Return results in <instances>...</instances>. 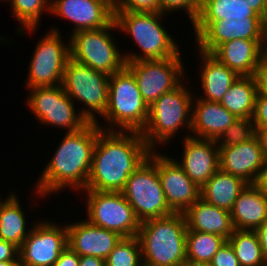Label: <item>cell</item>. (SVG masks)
I'll return each instance as SVG.
<instances>
[{
    "instance_id": "obj_15",
    "label": "cell",
    "mask_w": 267,
    "mask_h": 266,
    "mask_svg": "<svg viewBox=\"0 0 267 266\" xmlns=\"http://www.w3.org/2000/svg\"><path fill=\"white\" fill-rule=\"evenodd\" d=\"M195 49L212 53L222 43L235 40H263V18H225L217 21H195L192 25Z\"/></svg>"
},
{
    "instance_id": "obj_48",
    "label": "cell",
    "mask_w": 267,
    "mask_h": 266,
    "mask_svg": "<svg viewBox=\"0 0 267 266\" xmlns=\"http://www.w3.org/2000/svg\"><path fill=\"white\" fill-rule=\"evenodd\" d=\"M181 266H211L210 263L186 259Z\"/></svg>"
},
{
    "instance_id": "obj_44",
    "label": "cell",
    "mask_w": 267,
    "mask_h": 266,
    "mask_svg": "<svg viewBox=\"0 0 267 266\" xmlns=\"http://www.w3.org/2000/svg\"><path fill=\"white\" fill-rule=\"evenodd\" d=\"M79 266H105V260L94 256H80Z\"/></svg>"
},
{
    "instance_id": "obj_13",
    "label": "cell",
    "mask_w": 267,
    "mask_h": 266,
    "mask_svg": "<svg viewBox=\"0 0 267 266\" xmlns=\"http://www.w3.org/2000/svg\"><path fill=\"white\" fill-rule=\"evenodd\" d=\"M181 51L164 59L126 62L144 101L150 107L163 93L176 88L186 77Z\"/></svg>"
},
{
    "instance_id": "obj_18",
    "label": "cell",
    "mask_w": 267,
    "mask_h": 266,
    "mask_svg": "<svg viewBox=\"0 0 267 266\" xmlns=\"http://www.w3.org/2000/svg\"><path fill=\"white\" fill-rule=\"evenodd\" d=\"M183 136L182 157L175 161L201 188L219 170V147L216 140Z\"/></svg>"
},
{
    "instance_id": "obj_27",
    "label": "cell",
    "mask_w": 267,
    "mask_h": 266,
    "mask_svg": "<svg viewBox=\"0 0 267 266\" xmlns=\"http://www.w3.org/2000/svg\"><path fill=\"white\" fill-rule=\"evenodd\" d=\"M0 203V239L11 242L18 248L28 236L32 227L27 228L26 216L19 196L14 191Z\"/></svg>"
},
{
    "instance_id": "obj_2",
    "label": "cell",
    "mask_w": 267,
    "mask_h": 266,
    "mask_svg": "<svg viewBox=\"0 0 267 266\" xmlns=\"http://www.w3.org/2000/svg\"><path fill=\"white\" fill-rule=\"evenodd\" d=\"M50 161L47 162L36 181L34 194L37 199H46L64 189H86L91 172L92 153L99 135L96 122H89L75 132H65Z\"/></svg>"
},
{
    "instance_id": "obj_49",
    "label": "cell",
    "mask_w": 267,
    "mask_h": 266,
    "mask_svg": "<svg viewBox=\"0 0 267 266\" xmlns=\"http://www.w3.org/2000/svg\"><path fill=\"white\" fill-rule=\"evenodd\" d=\"M0 266H21L20 261H0Z\"/></svg>"
},
{
    "instance_id": "obj_9",
    "label": "cell",
    "mask_w": 267,
    "mask_h": 266,
    "mask_svg": "<svg viewBox=\"0 0 267 266\" xmlns=\"http://www.w3.org/2000/svg\"><path fill=\"white\" fill-rule=\"evenodd\" d=\"M122 194L140 222L173 214L157 172V150L128 178Z\"/></svg>"
},
{
    "instance_id": "obj_29",
    "label": "cell",
    "mask_w": 267,
    "mask_h": 266,
    "mask_svg": "<svg viewBox=\"0 0 267 266\" xmlns=\"http://www.w3.org/2000/svg\"><path fill=\"white\" fill-rule=\"evenodd\" d=\"M261 17L246 1L200 0V12L196 21H217L225 18Z\"/></svg>"
},
{
    "instance_id": "obj_39",
    "label": "cell",
    "mask_w": 267,
    "mask_h": 266,
    "mask_svg": "<svg viewBox=\"0 0 267 266\" xmlns=\"http://www.w3.org/2000/svg\"><path fill=\"white\" fill-rule=\"evenodd\" d=\"M257 94L267 95V55L262 54L257 67L255 68V72L253 75Z\"/></svg>"
},
{
    "instance_id": "obj_47",
    "label": "cell",
    "mask_w": 267,
    "mask_h": 266,
    "mask_svg": "<svg viewBox=\"0 0 267 266\" xmlns=\"http://www.w3.org/2000/svg\"><path fill=\"white\" fill-rule=\"evenodd\" d=\"M262 54L267 55V16L263 19Z\"/></svg>"
},
{
    "instance_id": "obj_16",
    "label": "cell",
    "mask_w": 267,
    "mask_h": 266,
    "mask_svg": "<svg viewBox=\"0 0 267 266\" xmlns=\"http://www.w3.org/2000/svg\"><path fill=\"white\" fill-rule=\"evenodd\" d=\"M157 150V172L166 202L174 213H184L200 198V187L184 172L175 159Z\"/></svg>"
},
{
    "instance_id": "obj_7",
    "label": "cell",
    "mask_w": 267,
    "mask_h": 266,
    "mask_svg": "<svg viewBox=\"0 0 267 266\" xmlns=\"http://www.w3.org/2000/svg\"><path fill=\"white\" fill-rule=\"evenodd\" d=\"M116 30L118 28L113 20L106 27L80 30L71 34L70 58L109 76L121 71L126 62L124 53L119 50L120 46L114 39Z\"/></svg>"
},
{
    "instance_id": "obj_21",
    "label": "cell",
    "mask_w": 267,
    "mask_h": 266,
    "mask_svg": "<svg viewBox=\"0 0 267 266\" xmlns=\"http://www.w3.org/2000/svg\"><path fill=\"white\" fill-rule=\"evenodd\" d=\"M195 98V99H194ZM190 136L217 140L237 119L219 102L202 100L194 95Z\"/></svg>"
},
{
    "instance_id": "obj_35",
    "label": "cell",
    "mask_w": 267,
    "mask_h": 266,
    "mask_svg": "<svg viewBox=\"0 0 267 266\" xmlns=\"http://www.w3.org/2000/svg\"><path fill=\"white\" fill-rule=\"evenodd\" d=\"M160 3V12L167 15L175 11H185L188 20L193 23L198 19L200 12V0H158Z\"/></svg>"
},
{
    "instance_id": "obj_25",
    "label": "cell",
    "mask_w": 267,
    "mask_h": 266,
    "mask_svg": "<svg viewBox=\"0 0 267 266\" xmlns=\"http://www.w3.org/2000/svg\"><path fill=\"white\" fill-rule=\"evenodd\" d=\"M187 231L216 234L226 240L233 234L234 227L230 212L218 208L199 198L184 213Z\"/></svg>"
},
{
    "instance_id": "obj_12",
    "label": "cell",
    "mask_w": 267,
    "mask_h": 266,
    "mask_svg": "<svg viewBox=\"0 0 267 266\" xmlns=\"http://www.w3.org/2000/svg\"><path fill=\"white\" fill-rule=\"evenodd\" d=\"M87 220L122 237L137 236L140 221L122 192L83 190Z\"/></svg>"
},
{
    "instance_id": "obj_31",
    "label": "cell",
    "mask_w": 267,
    "mask_h": 266,
    "mask_svg": "<svg viewBox=\"0 0 267 266\" xmlns=\"http://www.w3.org/2000/svg\"><path fill=\"white\" fill-rule=\"evenodd\" d=\"M227 241L233 248L240 266H267L255 231L234 229Z\"/></svg>"
},
{
    "instance_id": "obj_43",
    "label": "cell",
    "mask_w": 267,
    "mask_h": 266,
    "mask_svg": "<svg viewBox=\"0 0 267 266\" xmlns=\"http://www.w3.org/2000/svg\"><path fill=\"white\" fill-rule=\"evenodd\" d=\"M259 243L261 245V249L263 251V255L265 257V260L267 262V221L262 224L260 227H258L255 230Z\"/></svg>"
},
{
    "instance_id": "obj_40",
    "label": "cell",
    "mask_w": 267,
    "mask_h": 266,
    "mask_svg": "<svg viewBox=\"0 0 267 266\" xmlns=\"http://www.w3.org/2000/svg\"><path fill=\"white\" fill-rule=\"evenodd\" d=\"M19 248L11 242L0 239V261H20Z\"/></svg>"
},
{
    "instance_id": "obj_11",
    "label": "cell",
    "mask_w": 267,
    "mask_h": 266,
    "mask_svg": "<svg viewBox=\"0 0 267 266\" xmlns=\"http://www.w3.org/2000/svg\"><path fill=\"white\" fill-rule=\"evenodd\" d=\"M27 106L40 124L58 127L65 132H75L89 122L76 110L75 102L66 94L61 84L29 88ZM77 111V112H76Z\"/></svg>"
},
{
    "instance_id": "obj_46",
    "label": "cell",
    "mask_w": 267,
    "mask_h": 266,
    "mask_svg": "<svg viewBox=\"0 0 267 266\" xmlns=\"http://www.w3.org/2000/svg\"><path fill=\"white\" fill-rule=\"evenodd\" d=\"M256 136L259 139L263 155L267 160V128L256 129Z\"/></svg>"
},
{
    "instance_id": "obj_23",
    "label": "cell",
    "mask_w": 267,
    "mask_h": 266,
    "mask_svg": "<svg viewBox=\"0 0 267 266\" xmlns=\"http://www.w3.org/2000/svg\"><path fill=\"white\" fill-rule=\"evenodd\" d=\"M234 229L255 231L267 221V195L255 184H248L230 211Z\"/></svg>"
},
{
    "instance_id": "obj_34",
    "label": "cell",
    "mask_w": 267,
    "mask_h": 266,
    "mask_svg": "<svg viewBox=\"0 0 267 266\" xmlns=\"http://www.w3.org/2000/svg\"><path fill=\"white\" fill-rule=\"evenodd\" d=\"M256 136L252 118H237L216 140L218 147L236 146Z\"/></svg>"
},
{
    "instance_id": "obj_41",
    "label": "cell",
    "mask_w": 267,
    "mask_h": 266,
    "mask_svg": "<svg viewBox=\"0 0 267 266\" xmlns=\"http://www.w3.org/2000/svg\"><path fill=\"white\" fill-rule=\"evenodd\" d=\"M80 256L69 246L59 255L53 266H79Z\"/></svg>"
},
{
    "instance_id": "obj_3",
    "label": "cell",
    "mask_w": 267,
    "mask_h": 266,
    "mask_svg": "<svg viewBox=\"0 0 267 266\" xmlns=\"http://www.w3.org/2000/svg\"><path fill=\"white\" fill-rule=\"evenodd\" d=\"M186 233L183 213L141 222L137 237L143 266H181L186 260Z\"/></svg>"
},
{
    "instance_id": "obj_10",
    "label": "cell",
    "mask_w": 267,
    "mask_h": 266,
    "mask_svg": "<svg viewBox=\"0 0 267 266\" xmlns=\"http://www.w3.org/2000/svg\"><path fill=\"white\" fill-rule=\"evenodd\" d=\"M47 32L36 42L28 63L27 89L62 84L64 69L70 58V38L64 40L57 26Z\"/></svg>"
},
{
    "instance_id": "obj_19",
    "label": "cell",
    "mask_w": 267,
    "mask_h": 266,
    "mask_svg": "<svg viewBox=\"0 0 267 266\" xmlns=\"http://www.w3.org/2000/svg\"><path fill=\"white\" fill-rule=\"evenodd\" d=\"M66 223L68 246L79 256H94L105 260L122 236L91 224L87 219Z\"/></svg>"
},
{
    "instance_id": "obj_8",
    "label": "cell",
    "mask_w": 267,
    "mask_h": 266,
    "mask_svg": "<svg viewBox=\"0 0 267 266\" xmlns=\"http://www.w3.org/2000/svg\"><path fill=\"white\" fill-rule=\"evenodd\" d=\"M109 78L106 73L96 71L72 58L66 63L61 85L74 102L78 101L83 105L80 113L88 122H97V115L102 117L106 111Z\"/></svg>"
},
{
    "instance_id": "obj_45",
    "label": "cell",
    "mask_w": 267,
    "mask_h": 266,
    "mask_svg": "<svg viewBox=\"0 0 267 266\" xmlns=\"http://www.w3.org/2000/svg\"><path fill=\"white\" fill-rule=\"evenodd\" d=\"M255 185L267 195V160L260 171Z\"/></svg>"
},
{
    "instance_id": "obj_38",
    "label": "cell",
    "mask_w": 267,
    "mask_h": 266,
    "mask_svg": "<svg viewBox=\"0 0 267 266\" xmlns=\"http://www.w3.org/2000/svg\"><path fill=\"white\" fill-rule=\"evenodd\" d=\"M252 119L256 129L267 128V95H256Z\"/></svg>"
},
{
    "instance_id": "obj_14",
    "label": "cell",
    "mask_w": 267,
    "mask_h": 266,
    "mask_svg": "<svg viewBox=\"0 0 267 266\" xmlns=\"http://www.w3.org/2000/svg\"><path fill=\"white\" fill-rule=\"evenodd\" d=\"M37 222H31L32 230L19 248L21 266H53L68 247L66 224L57 225L50 219Z\"/></svg>"
},
{
    "instance_id": "obj_37",
    "label": "cell",
    "mask_w": 267,
    "mask_h": 266,
    "mask_svg": "<svg viewBox=\"0 0 267 266\" xmlns=\"http://www.w3.org/2000/svg\"><path fill=\"white\" fill-rule=\"evenodd\" d=\"M211 266H240L230 243L226 241L221 245L210 262Z\"/></svg>"
},
{
    "instance_id": "obj_17",
    "label": "cell",
    "mask_w": 267,
    "mask_h": 266,
    "mask_svg": "<svg viewBox=\"0 0 267 266\" xmlns=\"http://www.w3.org/2000/svg\"><path fill=\"white\" fill-rule=\"evenodd\" d=\"M50 14L74 23L68 36L106 27L114 20L112 0H52Z\"/></svg>"
},
{
    "instance_id": "obj_5",
    "label": "cell",
    "mask_w": 267,
    "mask_h": 266,
    "mask_svg": "<svg viewBox=\"0 0 267 266\" xmlns=\"http://www.w3.org/2000/svg\"><path fill=\"white\" fill-rule=\"evenodd\" d=\"M186 79L188 77L173 90L163 93L149 107L148 121L141 135L152 151L158 150L156 145L163 147L168 142L170 144L181 128H186L185 132L191 135L192 101L197 94L184 85Z\"/></svg>"
},
{
    "instance_id": "obj_33",
    "label": "cell",
    "mask_w": 267,
    "mask_h": 266,
    "mask_svg": "<svg viewBox=\"0 0 267 266\" xmlns=\"http://www.w3.org/2000/svg\"><path fill=\"white\" fill-rule=\"evenodd\" d=\"M105 266H143L138 237H122L105 259Z\"/></svg>"
},
{
    "instance_id": "obj_42",
    "label": "cell",
    "mask_w": 267,
    "mask_h": 266,
    "mask_svg": "<svg viewBox=\"0 0 267 266\" xmlns=\"http://www.w3.org/2000/svg\"><path fill=\"white\" fill-rule=\"evenodd\" d=\"M246 1L249 7L263 19L267 16V0H238Z\"/></svg>"
},
{
    "instance_id": "obj_1",
    "label": "cell",
    "mask_w": 267,
    "mask_h": 266,
    "mask_svg": "<svg viewBox=\"0 0 267 266\" xmlns=\"http://www.w3.org/2000/svg\"><path fill=\"white\" fill-rule=\"evenodd\" d=\"M151 151L141 132L107 131L99 127L85 190L122 192L129 176Z\"/></svg>"
},
{
    "instance_id": "obj_26",
    "label": "cell",
    "mask_w": 267,
    "mask_h": 266,
    "mask_svg": "<svg viewBox=\"0 0 267 266\" xmlns=\"http://www.w3.org/2000/svg\"><path fill=\"white\" fill-rule=\"evenodd\" d=\"M248 184L244 179L219 169L200 188V198L230 212L239 194Z\"/></svg>"
},
{
    "instance_id": "obj_36",
    "label": "cell",
    "mask_w": 267,
    "mask_h": 266,
    "mask_svg": "<svg viewBox=\"0 0 267 266\" xmlns=\"http://www.w3.org/2000/svg\"><path fill=\"white\" fill-rule=\"evenodd\" d=\"M114 12H160L158 0H112Z\"/></svg>"
},
{
    "instance_id": "obj_22",
    "label": "cell",
    "mask_w": 267,
    "mask_h": 266,
    "mask_svg": "<svg viewBox=\"0 0 267 266\" xmlns=\"http://www.w3.org/2000/svg\"><path fill=\"white\" fill-rule=\"evenodd\" d=\"M211 54L239 76H253L262 56V40H231Z\"/></svg>"
},
{
    "instance_id": "obj_28",
    "label": "cell",
    "mask_w": 267,
    "mask_h": 266,
    "mask_svg": "<svg viewBox=\"0 0 267 266\" xmlns=\"http://www.w3.org/2000/svg\"><path fill=\"white\" fill-rule=\"evenodd\" d=\"M257 95L253 76H239L219 102L236 118H252Z\"/></svg>"
},
{
    "instance_id": "obj_32",
    "label": "cell",
    "mask_w": 267,
    "mask_h": 266,
    "mask_svg": "<svg viewBox=\"0 0 267 266\" xmlns=\"http://www.w3.org/2000/svg\"><path fill=\"white\" fill-rule=\"evenodd\" d=\"M227 240L219 235L201 231H187L186 259L210 263Z\"/></svg>"
},
{
    "instance_id": "obj_6",
    "label": "cell",
    "mask_w": 267,
    "mask_h": 266,
    "mask_svg": "<svg viewBox=\"0 0 267 266\" xmlns=\"http://www.w3.org/2000/svg\"><path fill=\"white\" fill-rule=\"evenodd\" d=\"M108 93V105L101 117L106 124L101 125L99 121L96 124L107 131L142 132L148 121L149 106L126 67L110 75Z\"/></svg>"
},
{
    "instance_id": "obj_30",
    "label": "cell",
    "mask_w": 267,
    "mask_h": 266,
    "mask_svg": "<svg viewBox=\"0 0 267 266\" xmlns=\"http://www.w3.org/2000/svg\"><path fill=\"white\" fill-rule=\"evenodd\" d=\"M5 2H9L14 19L21 24L17 29L20 36L24 35L23 30L28 31L27 34H34L40 28L42 14L46 11V13L51 12L50 0H5Z\"/></svg>"
},
{
    "instance_id": "obj_24",
    "label": "cell",
    "mask_w": 267,
    "mask_h": 266,
    "mask_svg": "<svg viewBox=\"0 0 267 266\" xmlns=\"http://www.w3.org/2000/svg\"><path fill=\"white\" fill-rule=\"evenodd\" d=\"M197 51L199 54L198 59L201 63L199 66V70L201 69L199 78L201 79L199 81L203 89L201 90L203 96L200 94L197 97L202 100L220 102L239 75L221 63L211 53Z\"/></svg>"
},
{
    "instance_id": "obj_4",
    "label": "cell",
    "mask_w": 267,
    "mask_h": 266,
    "mask_svg": "<svg viewBox=\"0 0 267 266\" xmlns=\"http://www.w3.org/2000/svg\"><path fill=\"white\" fill-rule=\"evenodd\" d=\"M165 17L161 12H114L117 32L131 36V41L140 49L139 54L125 52V62L170 58L180 52V44L163 27Z\"/></svg>"
},
{
    "instance_id": "obj_20",
    "label": "cell",
    "mask_w": 267,
    "mask_h": 266,
    "mask_svg": "<svg viewBox=\"0 0 267 266\" xmlns=\"http://www.w3.org/2000/svg\"><path fill=\"white\" fill-rule=\"evenodd\" d=\"M219 169L255 184L266 159L257 136L236 146L219 147Z\"/></svg>"
}]
</instances>
